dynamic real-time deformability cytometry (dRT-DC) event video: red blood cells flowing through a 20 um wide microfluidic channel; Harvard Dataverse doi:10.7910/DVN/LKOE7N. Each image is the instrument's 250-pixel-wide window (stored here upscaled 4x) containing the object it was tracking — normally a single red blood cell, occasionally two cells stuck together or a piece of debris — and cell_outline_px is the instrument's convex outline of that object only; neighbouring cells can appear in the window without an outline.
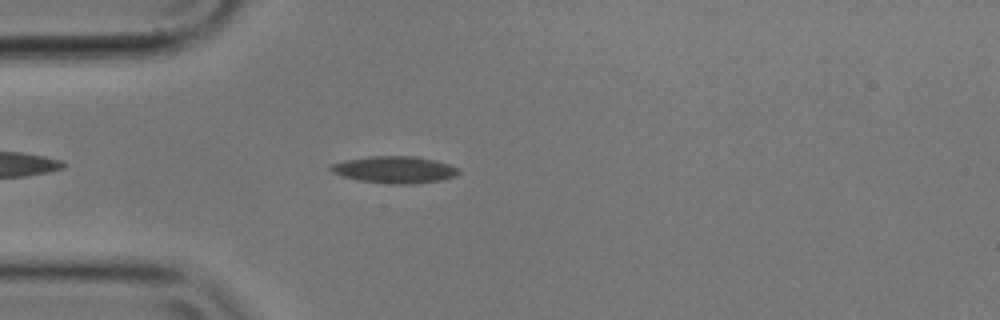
{"species": "common noctule bat (a hibernating species)", "species_latin": "Nyctalus noctula", "temperature_condition": "cold", "stored_images_in_passage": 6, "camera_frame_rate_fps": 3000, "um_per_image_px": 0.085, "animal": {"sex": "male", "body_mass_g": 17.9}, "frame": {"image": 1, "passage_image": 5, "time_ms": 1.333, "image_size_px": [1000, 320], "cell_outline_px": [[460, 172], [456, 176], [440, 180], [412, 184], [392, 184], [360, 180], [344, 176], [332, 172], [328, 168], [332, 164], [344, 160], [368, 156], [416, 156], [436, 160], [448, 164], [456, 168]], "centroid_in_image_um": [33.54, 14.41], "position_along_channel_um": 51.5, "area_um2": 19.94}}